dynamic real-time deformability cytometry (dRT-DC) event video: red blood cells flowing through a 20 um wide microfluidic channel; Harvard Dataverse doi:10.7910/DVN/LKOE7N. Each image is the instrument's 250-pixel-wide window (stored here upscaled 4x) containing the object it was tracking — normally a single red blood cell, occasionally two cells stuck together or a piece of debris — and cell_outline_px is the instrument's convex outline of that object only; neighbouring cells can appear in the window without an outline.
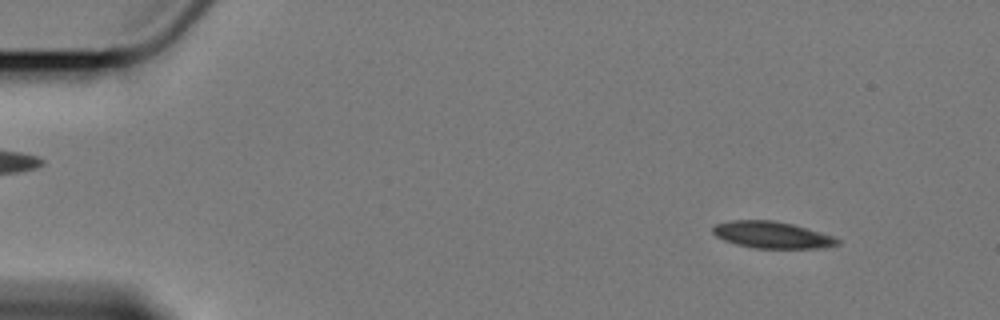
{"species": "Egyptian fruit bat (a non-hibernating species)", "species_latin": "Rousettus aegyptiacus", "temperature_condition": "cold", "stored_images_in_passage": 55, "camera_frame_rate_fps": 3000, "um_per_image_px": 0.085, "animal": {"sex": "female"}, "frame": {"image": 1, "passage_image": 2, "time_ms": 0.333, "image_size_px": [1000, 320], "cell_outline_px": [[840, 244], [820, 248], [752, 248], [736, 244], [724, 240], [716, 236], [712, 232], [712, 228], [716, 224], [732, 220], [772, 220], [792, 224], [820, 232], [832, 236], [840, 240]], "centroid_in_image_um": [65.6, 19.97], "position_along_channel_um": 19.4, "area_um2": 19.31}}
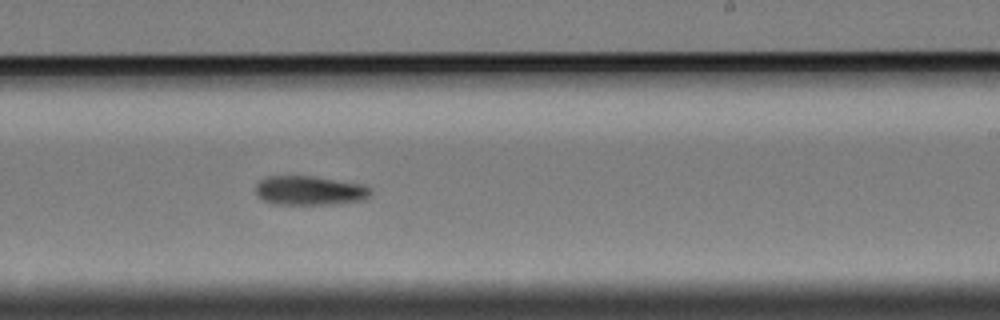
{"frame": {"image": 2, "passage_image": 32, "time_ms": 10.333, "image_size_px": [1000, 320], "cell_outline_px": [[372, 196], [364, 200], [332, 204], [276, 204], [264, 200], [256, 196], [256, 184], [260, 180], [268, 176], [312, 176], [364, 184], [372, 188]], "centroid_in_image_um": [26.37, 16.19], "position_along_channel_um": 262.6, "area_um2": 19.77}}
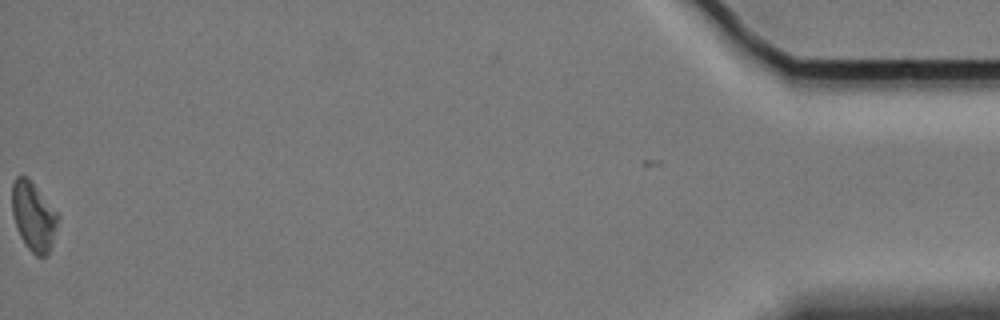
{"frame": {"image": 3, "passage_image": 55, "time_ms": 18.0, "image_size_px": [1000, 320], "cell_outline_px": [[60, 216], [52, 244], [48, 252], [44, 256], [36, 256], [24, 244], [20, 236], [12, 212], [12, 184], [16, 176], [28, 176]], "centroid_in_image_um": [2.85, 18.37], "position_along_channel_um": 432.4, "area_um2": 18.38}, "authors_computed_cell_mechanics": {"area_um2": 19.4786, "velocity_mm_per_s": 3.4008, "shape_relaxation_time_tau1_ms": 3.1454, "shape_relaxation_time_tau2_ms": null, "deformation_change_tau1": 0.092, "deformation_change_tau2": null}}